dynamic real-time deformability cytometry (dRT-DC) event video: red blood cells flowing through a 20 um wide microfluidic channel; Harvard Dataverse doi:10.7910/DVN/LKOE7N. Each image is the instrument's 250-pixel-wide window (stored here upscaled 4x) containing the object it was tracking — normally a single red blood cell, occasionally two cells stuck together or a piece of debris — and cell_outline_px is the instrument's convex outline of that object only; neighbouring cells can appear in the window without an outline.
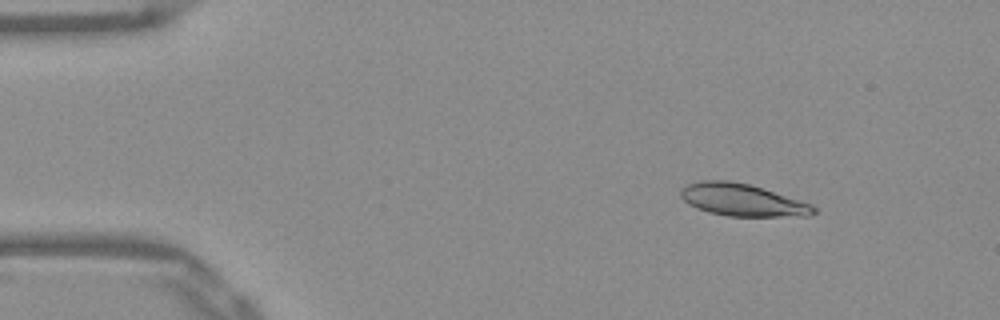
{"species": "Egyptian fruit bat (a non-hibernating species)", "species_latin": "Rousettus aegyptiacus", "temperature_condition": "warm", "stored_images_in_passage": 46, "camera_frame_rate_fps": 3000, "um_per_image_px": 0.085, "frame": {"image": 1, "passage_image": 1, "time_ms": 0.0, "image_size_px": [1000, 320], "cell_outline_px": [[816, 212], [808, 216], [728, 216], [708, 212], [696, 208], [688, 204], [680, 196], [680, 188], [688, 184], [700, 180], [728, 180], [748, 184], [812, 204], [816, 208]], "centroid_in_image_um": [63.06, 17.0], "position_along_channel_um": 21.9, "area_um2": 24.91}}
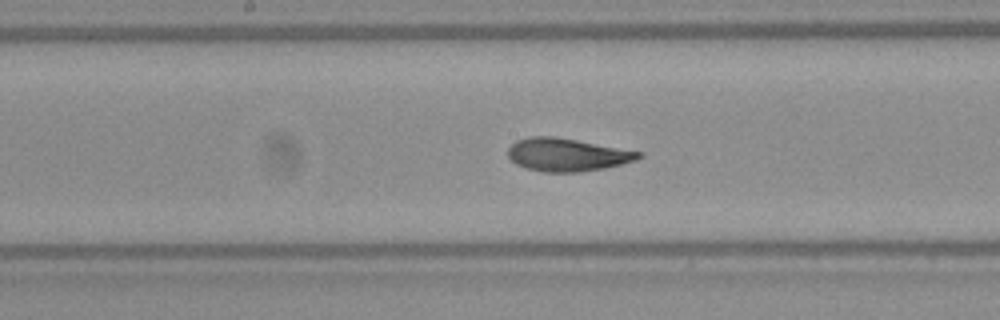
{"frame": {"image": 2, "passage_image": 21, "time_ms": 6.667, "image_size_px": [1000, 320], "cell_outline_px": [[644, 156], [636, 160], [604, 168], [576, 172], [544, 172], [528, 168], [516, 164], [508, 156], [508, 148], [516, 140], [528, 136], [552, 136], [576, 140], [644, 152]], "centroid_in_image_um": [48.21, 13.14], "position_along_channel_um": 200.0, "area_um2": 24.97}}
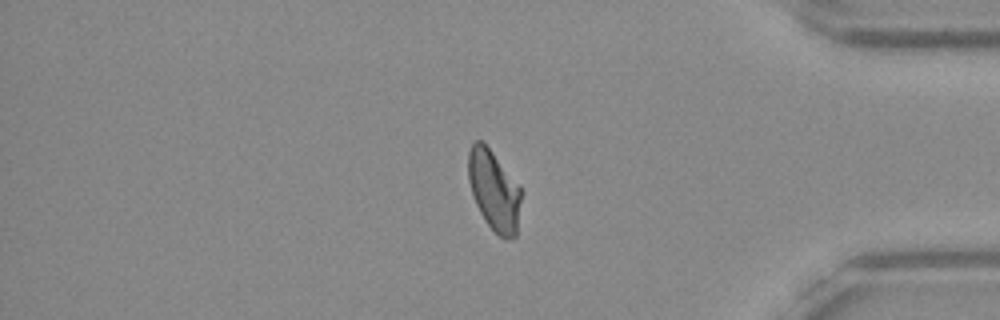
{"frame": {"image": 3, "passage_image": 38, "time_ms": 12.333, "image_size_px": [1000, 320], "cell_outline_px": [[524, 192], [516, 236], [512, 240], [504, 240], [488, 224], [480, 212], [476, 204], [468, 180], [468, 152], [472, 144], [476, 140], [480, 140], [492, 152], [520, 184]], "centroid_in_image_um": [42.05, 16.22], "position_along_channel_um": 393.2, "area_um2": 25.14}, "authors_computed_cell_mechanics": {"area_um2": 25.143, "velocity_mm_per_s": 3.8859, "shape_relaxation_time_tau1_ms": 4.1246, "shape_relaxation_time_tau2_ms": 0.8759, "deformation_change_tau1": 0.1615, "deformation_change_tau2": 0.0667}}